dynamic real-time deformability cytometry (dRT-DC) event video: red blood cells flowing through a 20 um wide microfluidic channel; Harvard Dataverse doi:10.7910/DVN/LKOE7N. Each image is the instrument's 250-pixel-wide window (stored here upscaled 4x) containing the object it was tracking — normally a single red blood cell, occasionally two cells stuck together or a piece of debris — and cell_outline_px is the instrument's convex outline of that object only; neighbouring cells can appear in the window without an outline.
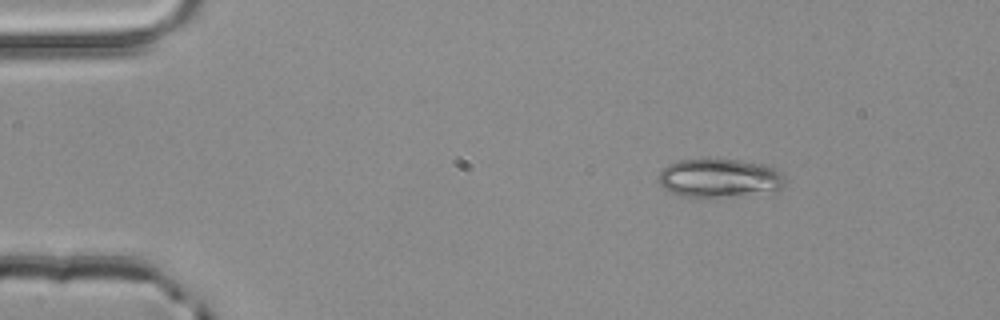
{"species": "common noctule bat (a hibernating species)", "species_latin": "Nyctalus noctula", "temperature_condition": "room temperature", "stored_images_in_passage": 2, "camera_frame_rate_fps": 3000, "um_per_image_px": 0.085, "animal": {"sex": "male", "body_mass_g": 20.4}, "frame": {"image": 1, "passage_image": 1, "time_ms": 0.0, "image_size_px": [1000, 320], "cell_outline_px": [[784, 184], [776, 192], [720, 196], [684, 196], [672, 192], [664, 188], [660, 184], [656, 176], [660, 168], [668, 164], [680, 160], [740, 160], [768, 164], [776, 168], [784, 176]], "centroid_in_image_um": [61.16, 15.12], "position_along_channel_um": 23.8, "area_um2": 28.44}}